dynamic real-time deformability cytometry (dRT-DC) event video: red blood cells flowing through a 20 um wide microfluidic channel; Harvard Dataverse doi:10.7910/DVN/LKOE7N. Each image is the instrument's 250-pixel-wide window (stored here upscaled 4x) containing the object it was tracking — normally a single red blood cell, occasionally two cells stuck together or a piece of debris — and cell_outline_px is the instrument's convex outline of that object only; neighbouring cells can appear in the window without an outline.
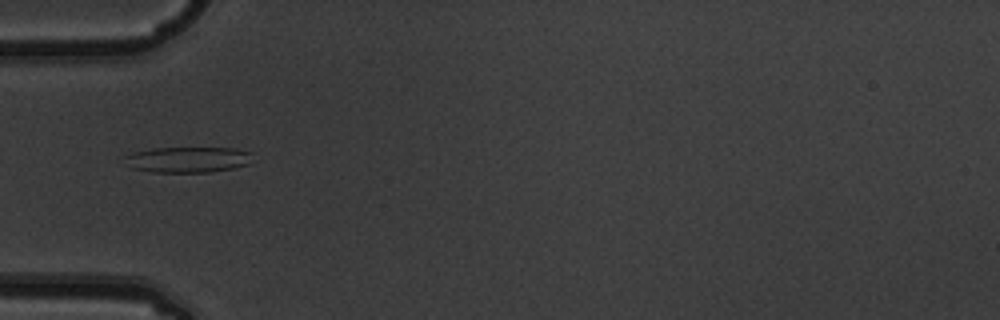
{"species": "common noctule bat (a hibernating species)", "species_latin": "Nyctalus noctula", "temperature_condition": "warm", "stored_images_in_passage": 2, "camera_frame_rate_fps": 3000, "um_per_image_px": 0.085, "animal": {"sex": "male", "body_mass_g": 19.5, "forearm_length_mm": 54.6}, "frame": {"image": 1, "passage_image": 2, "time_ms": 0.333, "image_size_px": [1000, 320], "cell_outline_px": [[252, 152], [248, 164], [232, 168], [212, 172], [152, 172], [132, 168], [120, 156], [132, 152], [152, 148], [236, 148]], "centroid_in_image_um": [15.91, 13.56], "position_along_channel_um": 69.1, "area_um2": 19.31}}